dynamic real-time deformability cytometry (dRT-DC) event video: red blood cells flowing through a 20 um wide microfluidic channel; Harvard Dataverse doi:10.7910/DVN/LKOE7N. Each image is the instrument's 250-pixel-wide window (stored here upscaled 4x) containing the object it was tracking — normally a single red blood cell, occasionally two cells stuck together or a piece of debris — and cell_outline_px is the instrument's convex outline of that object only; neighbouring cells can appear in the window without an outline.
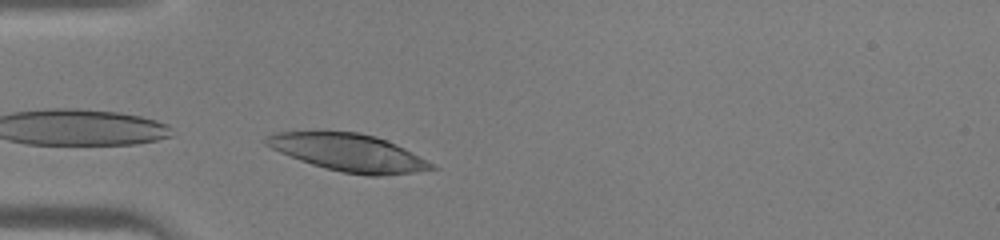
{"species": "human", "species_latin": "Homo sapiens", "temperature_condition": "warm", "stored_images_in_passage": 5, "camera_frame_rate_fps": 3000, "um_per_image_px": 0.085, "donor": {"sex": "male"}, "frame": {"image": 1, "passage_image": 5, "time_ms": 1.333, "image_size_px": [1000, 240], "cell_outline_px": [[440, 168], [416, 172], [380, 176], [368, 176], [344, 172], [312, 164], [300, 160], [280, 152], [264, 144], [264, 136], [276, 132], [360, 132], [376, 136], [396, 144], [412, 152]], "centroid_in_image_um": [29.64, 12.97], "position_along_channel_um": 55.4, "area_um2": 35.78}}